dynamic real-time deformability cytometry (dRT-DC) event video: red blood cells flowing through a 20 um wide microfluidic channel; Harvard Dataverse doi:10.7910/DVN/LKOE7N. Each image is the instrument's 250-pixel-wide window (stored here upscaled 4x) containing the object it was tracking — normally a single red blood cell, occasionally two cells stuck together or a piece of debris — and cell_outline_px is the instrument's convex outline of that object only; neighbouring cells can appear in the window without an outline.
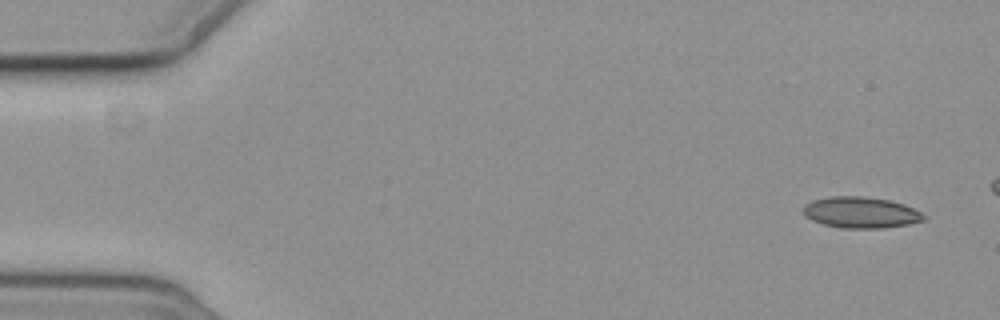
{"species": "common noctule bat (a hibernating species)", "species_latin": "Nyctalus noctula", "temperature_condition": "cold", "stored_images_in_passage": 5, "camera_frame_rate_fps": 3000, "um_per_image_px": 0.085, "animal": {"sex": "female", "body_mass_g": 19.3, "forearm_length_mm": 54.1}, "frame": {"image": 1, "passage_image": 1, "time_ms": 0.0, "image_size_px": [1000, 320], "cell_outline_px": [[928, 216], [924, 220], [908, 224], [884, 228], [840, 228], [824, 224], [812, 220], [804, 212], [804, 204], [812, 200], [832, 196], [864, 196], [888, 200], [904, 204]], "centroid_in_image_um": [73.19, 18.06], "position_along_channel_um": 11.8, "area_um2": 21.79}}